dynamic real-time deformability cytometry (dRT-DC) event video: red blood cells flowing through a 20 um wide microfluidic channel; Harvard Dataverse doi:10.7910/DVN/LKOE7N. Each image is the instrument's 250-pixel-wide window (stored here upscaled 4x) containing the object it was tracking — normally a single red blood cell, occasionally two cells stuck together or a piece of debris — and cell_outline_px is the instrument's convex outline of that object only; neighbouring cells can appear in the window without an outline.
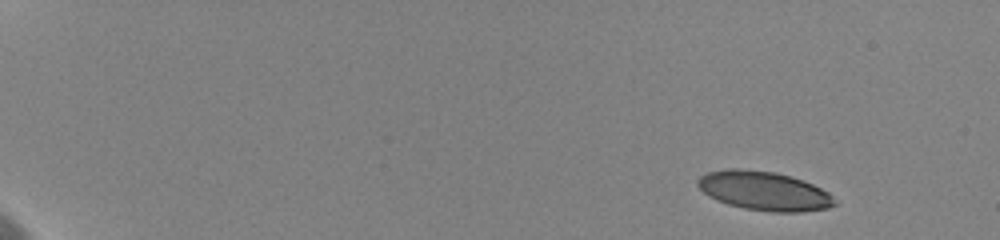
{"species": "human", "species_latin": "Homo sapiens", "temperature_condition": "cold", "stored_images_in_passage": 30, "camera_frame_rate_fps": 3000, "um_per_image_px": 0.085, "donor": {"sex": "female"}, "frame": {"image": 1, "passage_image": 1, "time_ms": 0.0, "image_size_px": [1000, 240], "cell_outline_px": [[836, 204], [828, 208], [800, 212], [772, 212], [744, 208], [728, 204], [716, 200], [708, 196], [696, 184], [696, 180], [700, 176], [708, 172], [728, 168], [736, 168], [776, 172], [804, 180], [828, 192], [832, 196]], "centroid_in_image_um": [64.92, 16.22], "position_along_channel_um": 20.1, "area_um2": 31.15}}
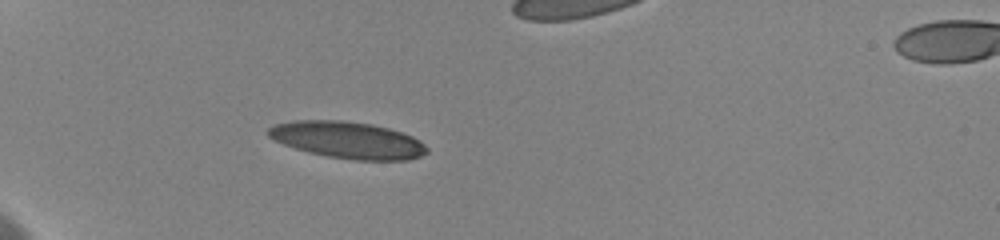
{"frame": {"image": 2, "passage_image": 17, "time_ms": 4.667, "image_size_px": [1000, 240], "cell_outline_px": [[428, 152], [420, 156], [408, 160], [356, 160], [328, 156], [308, 152], [284, 144], [268, 136], [264, 132], [272, 124], [292, 120], [344, 120], [372, 124], [388, 128], [412, 136], [420, 140], [428, 148]], "centroid_in_image_um": [29.53, 11.89], "position_along_channel_um": 55.5, "area_um2": 34.1}}
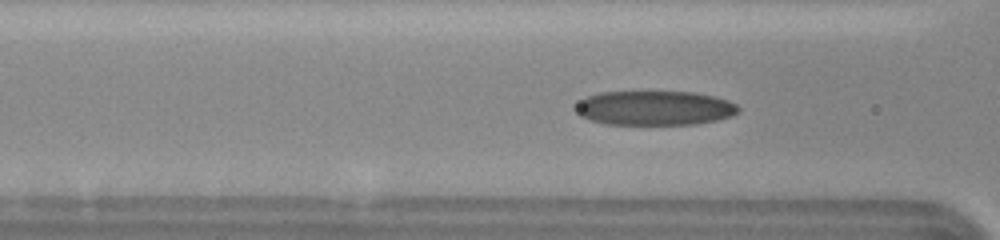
{"frame": {"image": 3, "passage_image": 22, "time_ms": 7.0, "image_size_px": [1000, 240], "cell_outline_px": [[740, 112], [732, 116], [716, 120], [696, 124], [604, 124], [588, 120], [580, 116], [576, 112], [576, 104], [580, 100], [588, 96], [600, 92], [692, 92], [712, 96], [728, 100], [736, 104], [740, 108]], "centroid_in_image_um": [55.63, 9.19], "position_along_channel_um": 111.0, "area_um2": 32.71}}